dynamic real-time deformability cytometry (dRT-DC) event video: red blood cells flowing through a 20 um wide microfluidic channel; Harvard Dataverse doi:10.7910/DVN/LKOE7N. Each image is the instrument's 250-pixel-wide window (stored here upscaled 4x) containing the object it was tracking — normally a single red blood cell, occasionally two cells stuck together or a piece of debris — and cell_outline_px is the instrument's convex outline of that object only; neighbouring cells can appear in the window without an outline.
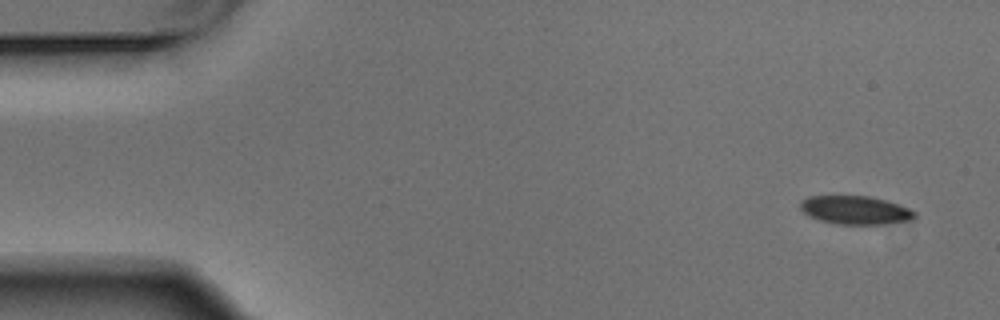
{"species": "Egyptian fruit bat (a non-hibernating species)", "species_latin": "Rousettus aegyptiacus", "temperature_condition": "warm", "stored_images_in_passage": 5, "camera_frame_rate_fps": 3000, "um_per_image_px": 0.085, "animal": {"sex": "male"}, "frame": {"image": 1, "passage_image": 1, "time_ms": 0.0, "image_size_px": [1000, 320], "cell_outline_px": [[916, 220], [880, 224], [836, 224], [820, 220], [804, 212], [800, 208], [800, 204], [808, 196], [868, 196], [900, 204], [916, 212]], "centroid_in_image_um": [72.76, 17.86], "position_along_channel_um": 12.2, "area_um2": 18.84}}